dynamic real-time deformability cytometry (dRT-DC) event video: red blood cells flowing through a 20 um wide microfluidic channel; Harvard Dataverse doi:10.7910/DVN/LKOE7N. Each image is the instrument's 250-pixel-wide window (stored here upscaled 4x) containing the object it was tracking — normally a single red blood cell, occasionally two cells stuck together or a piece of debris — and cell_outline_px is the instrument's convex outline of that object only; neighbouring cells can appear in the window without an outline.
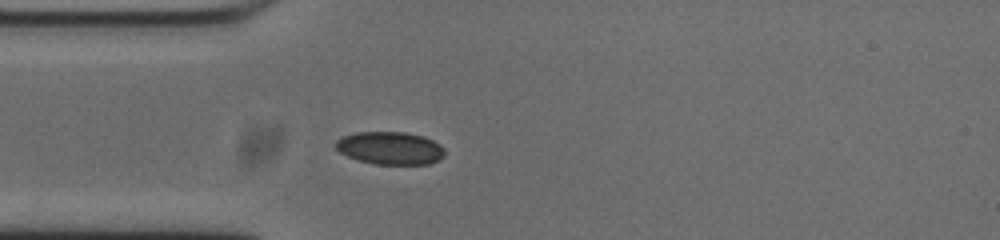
{"species": "common noctule bat (a hibernating species)", "species_latin": "Nyctalus noctula", "temperature_condition": "cold", "stored_images_in_passage": 41, "camera_frame_rate_fps": 3000, "um_per_image_px": 0.085, "animal": {"sex": "male", "body_mass_g": 20.0, "forearm_length_mm": 53.3}, "frame": {"image": 1, "passage_image": 1, "time_ms": 0.0, "image_size_px": [1000, 240], "cell_outline_px": [[444, 156], [440, 160], [428, 164], [376, 164], [360, 160], [348, 156], [340, 152], [336, 148], [336, 140], [344, 136], [356, 132], [404, 132], [424, 136], [440, 144], [444, 148]], "centroid_in_image_um": [33.2, 12.58], "position_along_channel_um": 51.8, "area_um2": 20.75}}
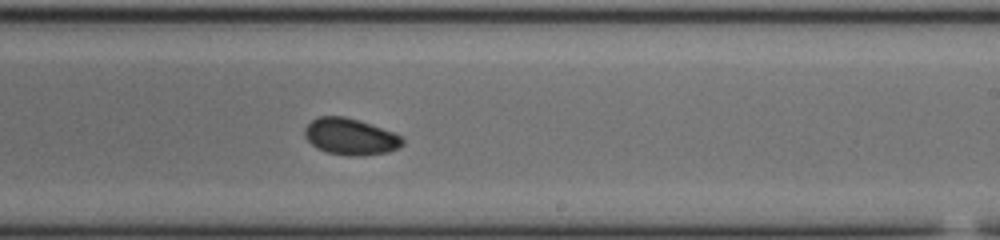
{"frame": {"image": 2, "passage_image": 18, "time_ms": 5.667, "image_size_px": [1000, 240], "cell_outline_px": [[404, 144], [400, 148], [388, 152], [360, 156], [352, 156], [328, 152], [316, 148], [304, 136], [304, 128], [312, 120], [320, 116], [344, 116], [360, 120], [392, 132], [400, 136], [404, 140]], "centroid_in_image_um": [29.79, 11.61], "position_along_channel_um": 259.2, "area_um2": 20.81}}
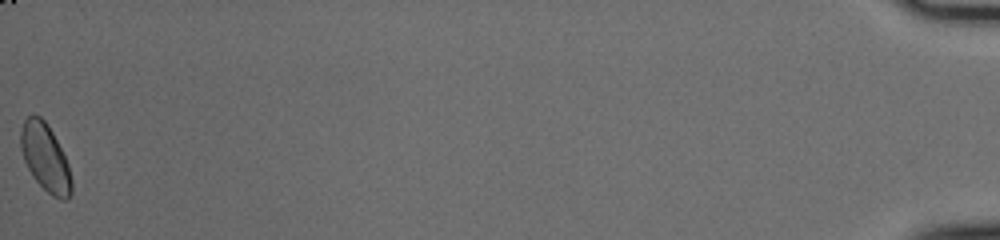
{"frame": {"image": 3, "passage_image": 41, "time_ms": 13.333, "image_size_px": [1000, 240], "cell_outline_px": [[72, 192], [64, 200], [60, 200], [52, 196], [36, 180], [28, 168], [24, 160], [20, 148], [20, 132], [24, 120], [28, 116], [40, 116], [48, 124], [68, 164], [72, 180]], "centroid_in_image_um": [3.84, 13.4], "position_along_channel_um": 431.4, "area_um2": 19.71}, "authors_computed_cell_mechanics": {"area_um2": 19.9988, "velocity_mm_per_s": 3.7201, "shape_relaxation_time_tau1_ms": 2.4507, "shape_relaxation_time_tau2_ms": 9.7967, "deformation_change_tau1": 0.0588, "deformation_change_tau2": 0.1006}}